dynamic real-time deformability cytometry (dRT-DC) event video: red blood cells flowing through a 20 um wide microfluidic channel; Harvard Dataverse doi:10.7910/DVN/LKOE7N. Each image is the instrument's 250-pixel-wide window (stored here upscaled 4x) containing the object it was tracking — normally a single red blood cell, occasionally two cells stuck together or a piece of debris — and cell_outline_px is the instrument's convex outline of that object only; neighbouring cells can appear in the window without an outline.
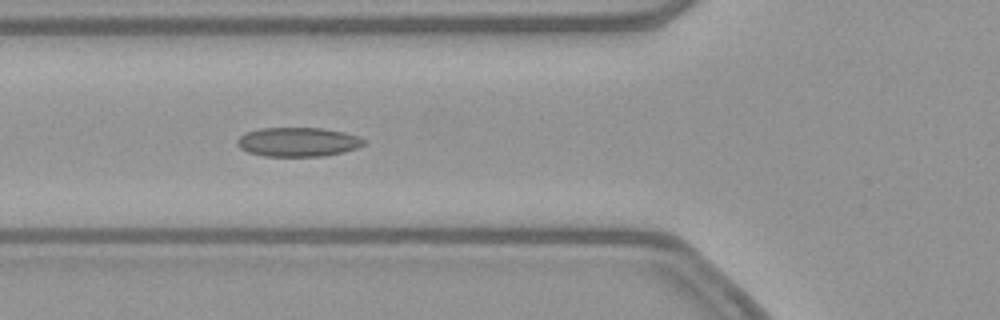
{"species": "common noctule bat (a hibernating species)", "species_latin": "Nyctalus noctula", "temperature_condition": "warm", "stored_images_in_passage": 47, "camera_frame_rate_fps": 3000, "um_per_image_px": 0.085, "animal": {"sex": "female", "body_mass_g": 21.9}, "frame": {"image": 1, "passage_image": 13, "time_ms": 4.0, "image_size_px": [1000, 320], "cell_outline_px": [[364, 144], [356, 148], [344, 152], [324, 156], [264, 156], [248, 152], [240, 148], [236, 144], [236, 140], [244, 132], [260, 128], [324, 128], [344, 132], [360, 136], [364, 140]], "centroid_in_image_um": [25.31, 12.06], "position_along_channel_um": 100.5, "area_um2": 21.68}}
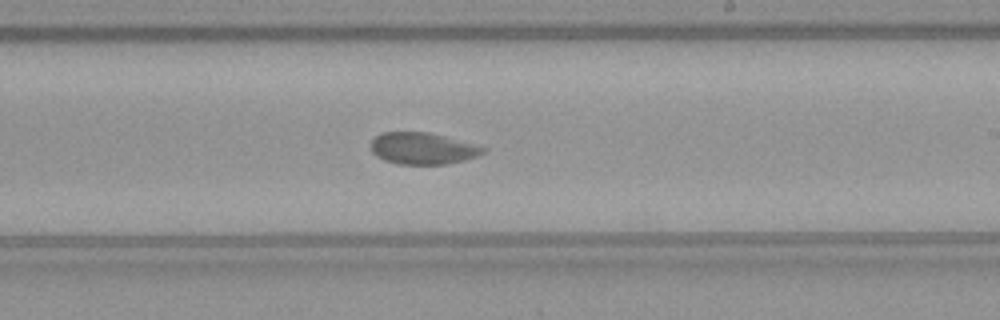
{"frame": {"image": 2, "passage_image": 25, "time_ms": 8.0, "image_size_px": [1000, 320], "cell_outline_px": [[488, 152], [464, 160], [444, 164], [400, 164], [384, 160], [376, 156], [372, 152], [368, 144], [380, 132], [432, 132], [488, 148]], "centroid_in_image_um": [35.92, 12.6], "position_along_channel_um": 253.1, "area_um2": 20.98}}
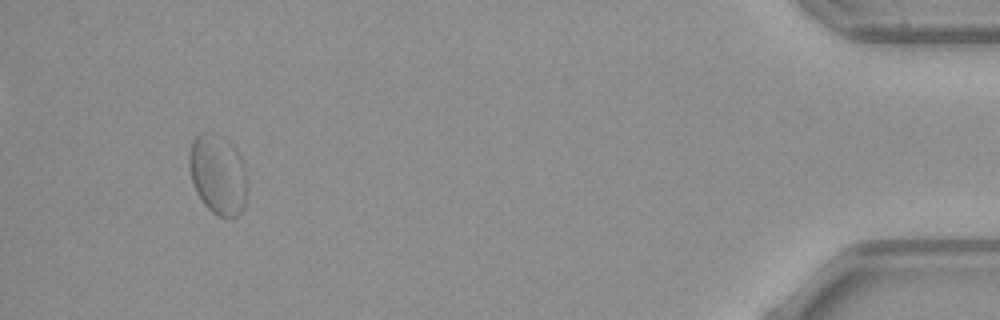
{"frame": {"image": 3, "passage_image": 44, "time_ms": 14.333, "image_size_px": [1000, 320], "cell_outline_px": [[248, 184], [244, 204], [240, 212], [232, 220], [228, 220], [212, 212], [200, 200], [196, 192], [192, 180], [188, 164], [188, 152], [192, 140], [200, 132], [216, 132], [232, 144], [240, 156], [244, 168]], "centroid_in_image_um": [18.51, 14.82], "position_along_channel_um": 416.7, "area_um2": 27.57}, "authors_computed_cell_mechanics": {"area_um2": 22.3686, "velocity_mm_per_s": 3.8097, "shape_relaxation_time_tau1_ms": 8.5535, "shape_relaxation_time_tau2_ms": 1.3437, "deformation_change_tau1": 0.1524, "deformation_change_tau2": 0.0492}}